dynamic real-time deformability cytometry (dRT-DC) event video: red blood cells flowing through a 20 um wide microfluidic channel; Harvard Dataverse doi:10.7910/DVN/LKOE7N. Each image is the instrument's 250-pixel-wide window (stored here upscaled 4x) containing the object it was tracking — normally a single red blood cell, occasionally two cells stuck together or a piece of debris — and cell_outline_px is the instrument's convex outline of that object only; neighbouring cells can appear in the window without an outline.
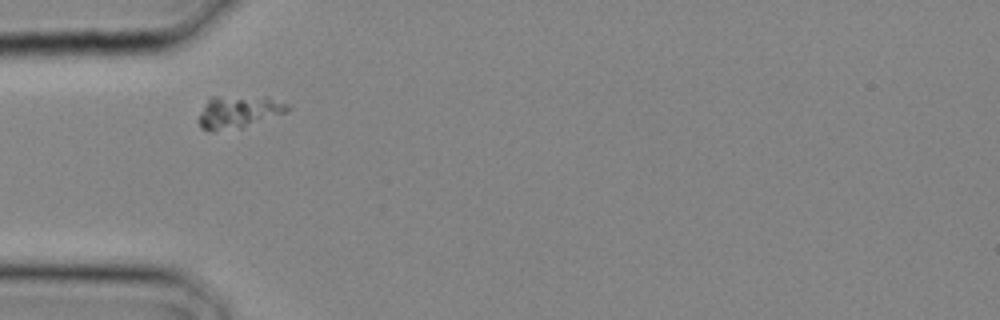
{"species": "common noctule bat (a hibernating species)", "species_latin": "Nyctalus noctula", "temperature_condition": "cold", "stored_images_in_passage": 1, "camera_frame_rate_fps": 3000, "um_per_image_px": 0.085, "animal": {"sex": "male", "body_mass_g": 20.4}, "frame": {"image": 1, "passage_image": 1, "time_ms": 0.0, "image_size_px": [1000, 320], "cell_outline_px": [[292, 108], [288, 112], [240, 128], [212, 132], [208, 132], [200, 128], [200, 112], [208, 100], [212, 96], [268, 96], [288, 104]], "centroid_in_image_um": [20.31, 9.5], "position_along_channel_um": 64.7, "area_um2": 17.11}}